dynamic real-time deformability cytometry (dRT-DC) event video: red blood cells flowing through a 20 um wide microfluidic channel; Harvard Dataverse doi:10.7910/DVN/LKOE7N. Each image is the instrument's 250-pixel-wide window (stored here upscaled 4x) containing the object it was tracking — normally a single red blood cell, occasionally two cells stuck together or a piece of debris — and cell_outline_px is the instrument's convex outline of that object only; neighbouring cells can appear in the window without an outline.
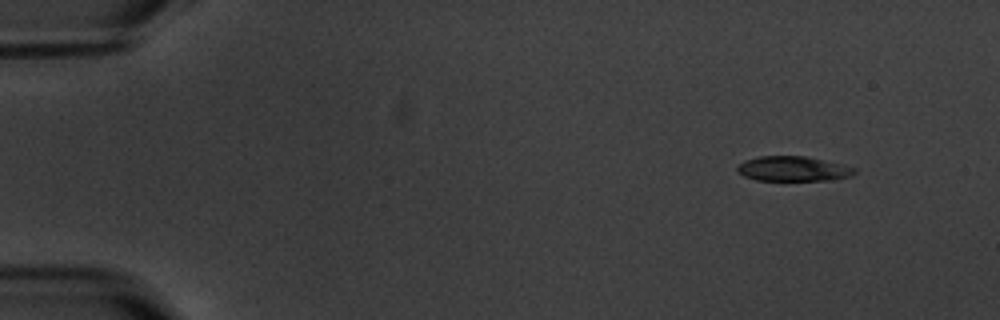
{"species": "common noctule bat (a hibernating species)", "species_latin": "Nyctalus noctula", "temperature_condition": "warm", "stored_images_in_passage": 5, "camera_frame_rate_fps": 3000, "um_per_image_px": 0.085, "animal": {"sex": "male", "body_mass_g": 20.1, "forearm_length_mm": 53.5}, "frame": {"image": 1, "passage_image": 1, "time_ms": 0.0, "image_size_px": [1000, 320], "cell_outline_px": [[856, 172], [852, 176], [828, 180], [756, 180], [744, 176], [736, 172], [736, 168], [744, 160], [760, 156], [808, 156], [856, 168]], "centroid_in_image_um": [67.39, 14.34], "position_along_channel_um": 17.6, "area_um2": 16.99}}
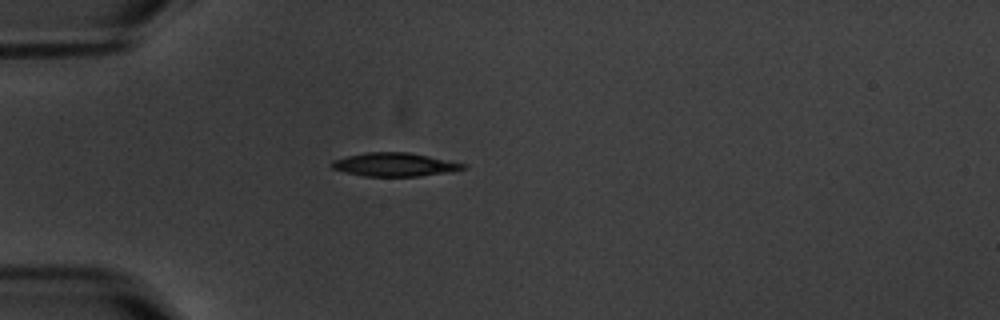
{"frame": {"image": 2, "passage_image": 4, "time_ms": 3.667, "image_size_px": [1000, 320], "cell_outline_px": [[468, 168], [452, 172], [420, 176], [364, 176], [344, 172], [332, 168], [328, 164], [332, 160], [348, 156], [368, 152], [408, 152], [468, 164]], "centroid_in_image_um": [33.57, 13.99], "position_along_channel_um": 51.4, "area_um2": 18.15}}